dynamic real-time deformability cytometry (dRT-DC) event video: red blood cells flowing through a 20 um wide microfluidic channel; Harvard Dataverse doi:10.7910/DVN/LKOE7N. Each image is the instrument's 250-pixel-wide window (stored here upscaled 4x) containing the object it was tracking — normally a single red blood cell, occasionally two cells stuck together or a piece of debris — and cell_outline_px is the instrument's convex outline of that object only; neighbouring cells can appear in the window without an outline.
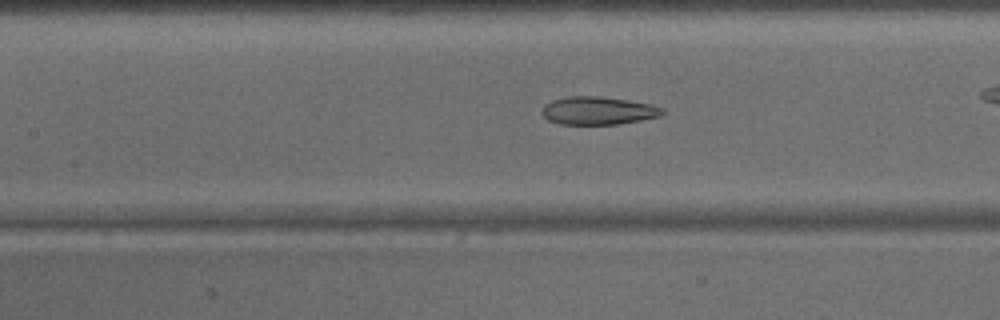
{"species": "common noctule bat (a hibernating species)", "species_latin": "Nyctalus noctula", "temperature_condition": "warm", "stored_images_in_passage": 29, "camera_frame_rate_fps": 3000, "um_per_image_px": 0.085, "animal": {"sex": "male", "body_mass_g": 15.6}, "frame": {"image": 1, "passage_image": 13, "time_ms": 4.0, "image_size_px": [1000, 320], "cell_outline_px": [[664, 112], [660, 116], [640, 120], [616, 124], [560, 124], [548, 120], [540, 112], [544, 104], [552, 100], [568, 96], [600, 96], [628, 100], [652, 104], [664, 108]], "centroid_in_image_um": [50.82, 9.4], "position_along_channel_um": 156.6, "area_um2": 19.71}}
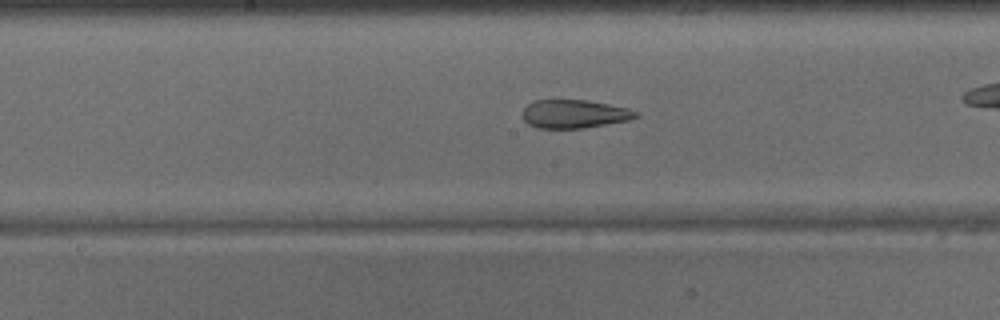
{"frame": {"image": 2, "passage_image": 16, "time_ms": 5.0, "image_size_px": [1000, 320], "cell_outline_px": [[640, 116], [628, 120], [584, 128], [536, 128], [528, 124], [520, 116], [520, 112], [528, 104], [536, 100], [588, 100], [628, 108], [640, 112]], "centroid_in_image_um": [48.79, 9.68], "position_along_channel_um": 199.4, "area_um2": 18.96}}
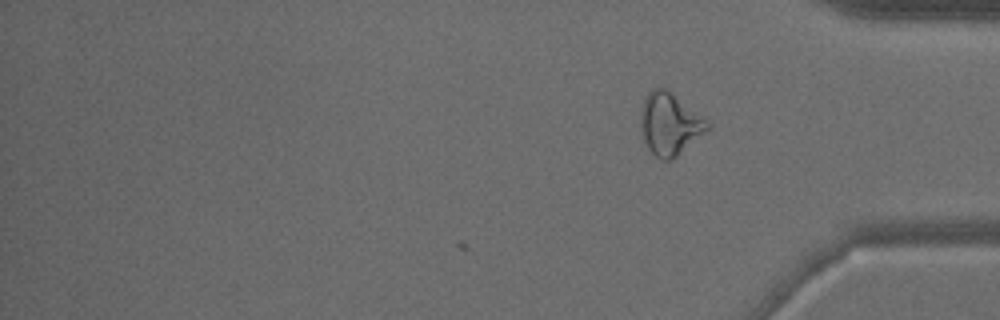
{"frame": {"image": 3, "passage_image": 29, "time_ms": 9.333, "image_size_px": [1000, 320], "cell_outline_px": [[712, 128], [672, 160], [660, 160], [648, 148], [644, 140], [640, 120], [644, 96], [652, 88], [664, 88], [704, 120]], "centroid_in_image_um": [56.89, 10.58], "position_along_channel_um": 378.3, "area_um2": 23.47}}